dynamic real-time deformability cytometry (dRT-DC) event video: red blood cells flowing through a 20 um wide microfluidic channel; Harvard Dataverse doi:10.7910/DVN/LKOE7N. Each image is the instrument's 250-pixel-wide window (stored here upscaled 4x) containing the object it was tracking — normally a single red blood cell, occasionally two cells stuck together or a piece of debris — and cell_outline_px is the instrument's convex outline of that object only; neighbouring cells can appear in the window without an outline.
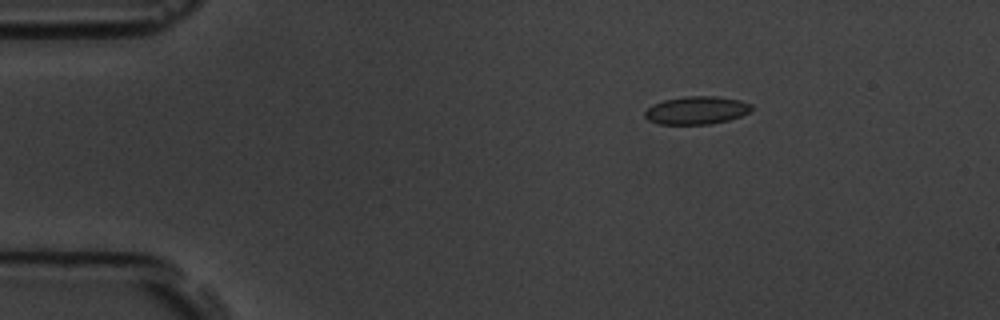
{"species": "common noctule bat (a hibernating species)", "species_latin": "Nyctalus noctula", "temperature_condition": "room temperature", "stored_images_in_passage": 50, "camera_frame_rate_fps": 3000, "um_per_image_px": 0.085, "animal": {"sex": "male", "body_mass_g": 19.5, "forearm_length_mm": 54.6}, "frame": {"image": 1, "passage_image": 2, "time_ms": 0.333, "image_size_px": [1000, 320], "cell_outline_px": [[752, 108], [748, 112], [740, 116], [728, 120], [708, 124], [660, 124], [648, 120], [644, 116], [644, 112], [652, 104], [664, 100], [684, 96], [716, 96], [740, 100], [752, 104]], "centroid_in_image_um": [59.18, 9.37], "position_along_channel_um": 25.8, "area_um2": 17.34}}
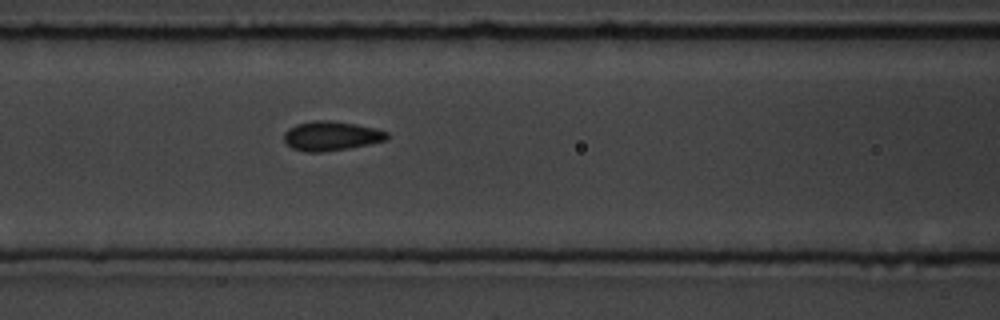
{"frame": {"image": 2, "passage_image": 17, "time_ms": 5.333, "image_size_px": [1000, 320], "cell_outline_px": [[388, 140], [348, 148], [320, 152], [304, 152], [292, 148], [284, 140], [284, 132], [288, 128], [296, 124], [312, 120], [332, 120], [356, 124], [376, 128], [388, 132]], "centroid_in_image_um": [28.14, 11.54], "position_along_channel_um": 138.5, "area_um2": 17.74}}
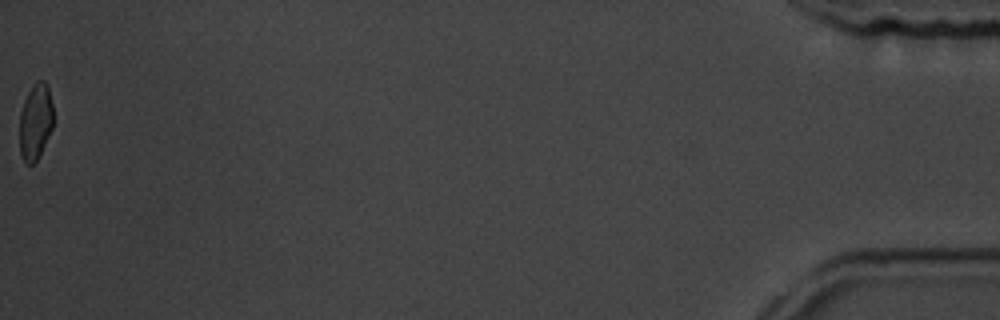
{"frame": {"image": 3, "passage_image": 50, "time_ms": 16.333, "image_size_px": [1000, 320], "cell_outline_px": [[52, 128], [36, 160], [32, 164], [24, 164], [20, 152], [20, 112], [24, 100], [32, 84], [36, 80], [44, 80], [48, 84], [52, 104]], "centroid_in_image_um": [3.0, 10.29], "position_along_channel_um": 432.2, "area_um2": 14.91}, "authors_computed_cell_mechanics": {"area_um2": 17.1955, "velocity_mm_per_s": 3.606, "shape_relaxation_time_tau1_ms": 2.2519, "shape_relaxation_time_tau2_ms": 0.8551, "deformation_change_tau1": 0.0907, "deformation_change_tau2": 0.0603}}